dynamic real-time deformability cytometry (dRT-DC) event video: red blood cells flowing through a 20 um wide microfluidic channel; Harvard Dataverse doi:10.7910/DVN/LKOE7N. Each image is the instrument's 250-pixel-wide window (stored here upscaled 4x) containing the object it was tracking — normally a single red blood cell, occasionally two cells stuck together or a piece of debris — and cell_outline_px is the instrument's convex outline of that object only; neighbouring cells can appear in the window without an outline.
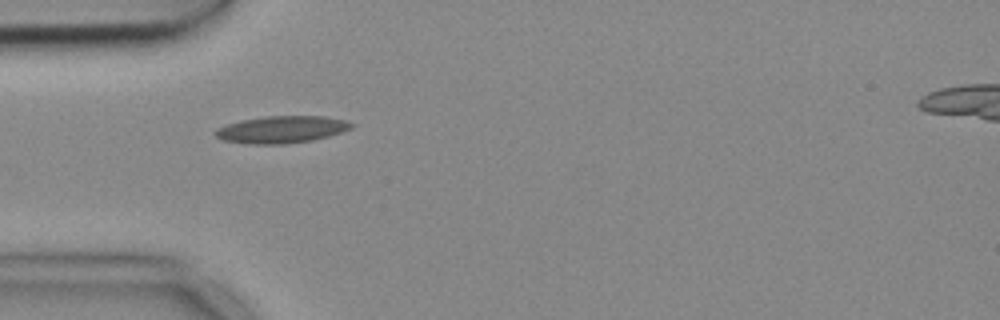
{"species": "common noctule bat (a hibernating species)", "species_latin": "Nyctalus noctula", "temperature_condition": "cold", "stored_images_in_passage": 4, "camera_frame_rate_fps": 3000, "um_per_image_px": 0.085, "animal": {"sex": "female", "body_mass_g": 18.4}, "frame": {"image": 1, "passage_image": 1, "time_ms": 0.0, "image_size_px": [1000, 320], "cell_outline_px": [[356, 124], [352, 128], [328, 136], [312, 140], [284, 144], [248, 144], [224, 140], [216, 136], [212, 132], [216, 128], [240, 120], [264, 116], [324, 116], [348, 120]], "centroid_in_image_um": [23.94, 11.0], "position_along_channel_um": 61.1, "area_um2": 21.62}}
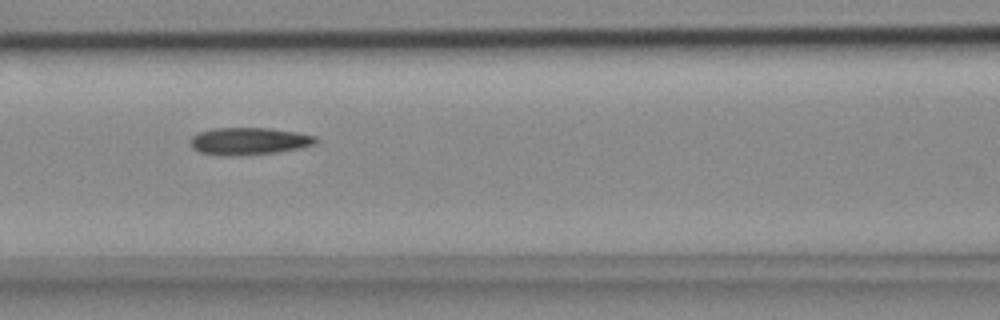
{"frame": {"image": 2, "passage_image": 3, "time_ms": 0.667, "image_size_px": [1000, 320], "cell_outline_px": [[320, 140], [316, 144], [300, 148], [276, 152], [224, 156], [200, 152], [192, 148], [192, 136], [196, 132], [212, 128], [268, 128], [296, 132], [316, 136]], "centroid_in_image_um": [21.18, 11.98], "position_along_channel_um": 145.4, "area_um2": 19.88}}
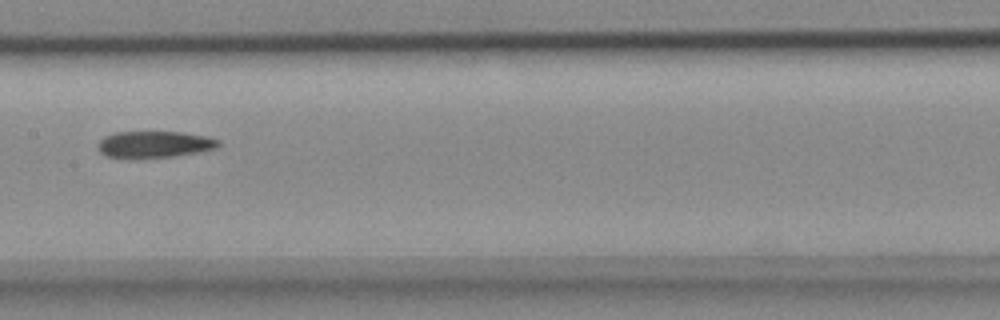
{"frame": {"image": 3, "passage_image": 4, "time_ms": 1.0, "image_size_px": [1000, 320], "cell_outline_px": [[220, 144], [216, 148], [200, 152], [172, 156], [108, 156], [100, 152], [96, 148], [96, 144], [104, 136], [116, 132], [184, 132], [208, 136], [220, 140]], "centroid_in_image_um": [13.16, 12.23], "position_along_channel_um": 194.2, "area_um2": 18.32}}